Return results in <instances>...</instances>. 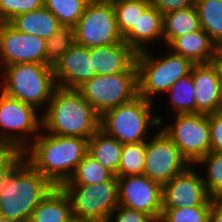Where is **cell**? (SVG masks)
Masks as SVG:
<instances>
[{
	"instance_id": "1",
	"label": "cell",
	"mask_w": 222,
	"mask_h": 222,
	"mask_svg": "<svg viewBox=\"0 0 222 222\" xmlns=\"http://www.w3.org/2000/svg\"><path fill=\"white\" fill-rule=\"evenodd\" d=\"M88 141L87 138L58 136L42 130L23 151V157L55 187H61L88 153Z\"/></svg>"
},
{
	"instance_id": "2",
	"label": "cell",
	"mask_w": 222,
	"mask_h": 222,
	"mask_svg": "<svg viewBox=\"0 0 222 222\" xmlns=\"http://www.w3.org/2000/svg\"><path fill=\"white\" fill-rule=\"evenodd\" d=\"M100 128V115L77 89L56 87L42 112V130L89 139Z\"/></svg>"
},
{
	"instance_id": "3",
	"label": "cell",
	"mask_w": 222,
	"mask_h": 222,
	"mask_svg": "<svg viewBox=\"0 0 222 222\" xmlns=\"http://www.w3.org/2000/svg\"><path fill=\"white\" fill-rule=\"evenodd\" d=\"M55 186L23 159L6 178L0 191V219L30 220L33 210Z\"/></svg>"
},
{
	"instance_id": "4",
	"label": "cell",
	"mask_w": 222,
	"mask_h": 222,
	"mask_svg": "<svg viewBox=\"0 0 222 222\" xmlns=\"http://www.w3.org/2000/svg\"><path fill=\"white\" fill-rule=\"evenodd\" d=\"M154 105L157 103L138 95L129 102L105 111L100 116V129L122 144L147 141L151 137V128L158 129L160 122H165L163 116L154 113Z\"/></svg>"
},
{
	"instance_id": "5",
	"label": "cell",
	"mask_w": 222,
	"mask_h": 222,
	"mask_svg": "<svg viewBox=\"0 0 222 222\" xmlns=\"http://www.w3.org/2000/svg\"><path fill=\"white\" fill-rule=\"evenodd\" d=\"M0 70V91L42 112L46 109L57 87L53 67L30 62L12 64Z\"/></svg>"
},
{
	"instance_id": "6",
	"label": "cell",
	"mask_w": 222,
	"mask_h": 222,
	"mask_svg": "<svg viewBox=\"0 0 222 222\" xmlns=\"http://www.w3.org/2000/svg\"><path fill=\"white\" fill-rule=\"evenodd\" d=\"M167 50L163 56L152 54L150 49L136 56L138 95L153 103L154 97L164 95L179 78L190 74L194 65L188 58Z\"/></svg>"
},
{
	"instance_id": "7",
	"label": "cell",
	"mask_w": 222,
	"mask_h": 222,
	"mask_svg": "<svg viewBox=\"0 0 222 222\" xmlns=\"http://www.w3.org/2000/svg\"><path fill=\"white\" fill-rule=\"evenodd\" d=\"M39 112L35 106L0 91V148L23 152L42 131V114Z\"/></svg>"
},
{
	"instance_id": "8",
	"label": "cell",
	"mask_w": 222,
	"mask_h": 222,
	"mask_svg": "<svg viewBox=\"0 0 222 222\" xmlns=\"http://www.w3.org/2000/svg\"><path fill=\"white\" fill-rule=\"evenodd\" d=\"M78 222H106L118 207V178L94 185H62Z\"/></svg>"
},
{
	"instance_id": "9",
	"label": "cell",
	"mask_w": 222,
	"mask_h": 222,
	"mask_svg": "<svg viewBox=\"0 0 222 222\" xmlns=\"http://www.w3.org/2000/svg\"><path fill=\"white\" fill-rule=\"evenodd\" d=\"M171 123L160 122V128L174 142L190 165L197 164L210 152L208 115L200 113L174 114Z\"/></svg>"
},
{
	"instance_id": "10",
	"label": "cell",
	"mask_w": 222,
	"mask_h": 222,
	"mask_svg": "<svg viewBox=\"0 0 222 222\" xmlns=\"http://www.w3.org/2000/svg\"><path fill=\"white\" fill-rule=\"evenodd\" d=\"M77 90L101 116L105 111L138 96V72L95 75Z\"/></svg>"
},
{
	"instance_id": "11",
	"label": "cell",
	"mask_w": 222,
	"mask_h": 222,
	"mask_svg": "<svg viewBox=\"0 0 222 222\" xmlns=\"http://www.w3.org/2000/svg\"><path fill=\"white\" fill-rule=\"evenodd\" d=\"M76 43L87 48L117 44L120 35L112 1L92 0L74 27Z\"/></svg>"
},
{
	"instance_id": "12",
	"label": "cell",
	"mask_w": 222,
	"mask_h": 222,
	"mask_svg": "<svg viewBox=\"0 0 222 222\" xmlns=\"http://www.w3.org/2000/svg\"><path fill=\"white\" fill-rule=\"evenodd\" d=\"M153 132L155 133H151L146 141L143 175L163 186L185 171L190 164L161 128Z\"/></svg>"
},
{
	"instance_id": "13",
	"label": "cell",
	"mask_w": 222,
	"mask_h": 222,
	"mask_svg": "<svg viewBox=\"0 0 222 222\" xmlns=\"http://www.w3.org/2000/svg\"><path fill=\"white\" fill-rule=\"evenodd\" d=\"M46 64V40L0 22V67L20 63Z\"/></svg>"
},
{
	"instance_id": "14",
	"label": "cell",
	"mask_w": 222,
	"mask_h": 222,
	"mask_svg": "<svg viewBox=\"0 0 222 222\" xmlns=\"http://www.w3.org/2000/svg\"><path fill=\"white\" fill-rule=\"evenodd\" d=\"M118 178V204L149 214L156 222L162 214V186L146 175Z\"/></svg>"
},
{
	"instance_id": "15",
	"label": "cell",
	"mask_w": 222,
	"mask_h": 222,
	"mask_svg": "<svg viewBox=\"0 0 222 222\" xmlns=\"http://www.w3.org/2000/svg\"><path fill=\"white\" fill-rule=\"evenodd\" d=\"M195 167L190 165L162 186V208L212 206L213 199L207 192L202 171H196Z\"/></svg>"
},
{
	"instance_id": "16",
	"label": "cell",
	"mask_w": 222,
	"mask_h": 222,
	"mask_svg": "<svg viewBox=\"0 0 222 222\" xmlns=\"http://www.w3.org/2000/svg\"><path fill=\"white\" fill-rule=\"evenodd\" d=\"M58 87L77 89L96 75L89 48L74 44L53 67Z\"/></svg>"
},
{
	"instance_id": "17",
	"label": "cell",
	"mask_w": 222,
	"mask_h": 222,
	"mask_svg": "<svg viewBox=\"0 0 222 222\" xmlns=\"http://www.w3.org/2000/svg\"><path fill=\"white\" fill-rule=\"evenodd\" d=\"M196 113L213 114L222 105V85L213 62L194 64L191 70Z\"/></svg>"
},
{
	"instance_id": "18",
	"label": "cell",
	"mask_w": 222,
	"mask_h": 222,
	"mask_svg": "<svg viewBox=\"0 0 222 222\" xmlns=\"http://www.w3.org/2000/svg\"><path fill=\"white\" fill-rule=\"evenodd\" d=\"M96 75L138 72L137 53L123 40L117 44L89 48Z\"/></svg>"
},
{
	"instance_id": "19",
	"label": "cell",
	"mask_w": 222,
	"mask_h": 222,
	"mask_svg": "<svg viewBox=\"0 0 222 222\" xmlns=\"http://www.w3.org/2000/svg\"><path fill=\"white\" fill-rule=\"evenodd\" d=\"M122 38L136 53L149 50V47L154 49L151 44L163 43V14L150 4L137 20L136 27H132Z\"/></svg>"
},
{
	"instance_id": "20",
	"label": "cell",
	"mask_w": 222,
	"mask_h": 222,
	"mask_svg": "<svg viewBox=\"0 0 222 222\" xmlns=\"http://www.w3.org/2000/svg\"><path fill=\"white\" fill-rule=\"evenodd\" d=\"M165 48L194 64L212 62L220 49L202 29L174 38Z\"/></svg>"
},
{
	"instance_id": "21",
	"label": "cell",
	"mask_w": 222,
	"mask_h": 222,
	"mask_svg": "<svg viewBox=\"0 0 222 222\" xmlns=\"http://www.w3.org/2000/svg\"><path fill=\"white\" fill-rule=\"evenodd\" d=\"M71 201L62 187H54L33 210L31 222H69L72 219Z\"/></svg>"
},
{
	"instance_id": "22",
	"label": "cell",
	"mask_w": 222,
	"mask_h": 222,
	"mask_svg": "<svg viewBox=\"0 0 222 222\" xmlns=\"http://www.w3.org/2000/svg\"><path fill=\"white\" fill-rule=\"evenodd\" d=\"M8 23L19 32L36 35L44 40L50 38L61 26L58 19L45 7L19 14Z\"/></svg>"
},
{
	"instance_id": "23",
	"label": "cell",
	"mask_w": 222,
	"mask_h": 222,
	"mask_svg": "<svg viewBox=\"0 0 222 222\" xmlns=\"http://www.w3.org/2000/svg\"><path fill=\"white\" fill-rule=\"evenodd\" d=\"M123 144L100 128L89 138L88 154L114 175L118 172Z\"/></svg>"
},
{
	"instance_id": "24",
	"label": "cell",
	"mask_w": 222,
	"mask_h": 222,
	"mask_svg": "<svg viewBox=\"0 0 222 222\" xmlns=\"http://www.w3.org/2000/svg\"><path fill=\"white\" fill-rule=\"evenodd\" d=\"M195 5L163 15V43L165 47L174 39L200 30Z\"/></svg>"
},
{
	"instance_id": "25",
	"label": "cell",
	"mask_w": 222,
	"mask_h": 222,
	"mask_svg": "<svg viewBox=\"0 0 222 222\" xmlns=\"http://www.w3.org/2000/svg\"><path fill=\"white\" fill-rule=\"evenodd\" d=\"M200 27L222 48V0H195Z\"/></svg>"
},
{
	"instance_id": "26",
	"label": "cell",
	"mask_w": 222,
	"mask_h": 222,
	"mask_svg": "<svg viewBox=\"0 0 222 222\" xmlns=\"http://www.w3.org/2000/svg\"><path fill=\"white\" fill-rule=\"evenodd\" d=\"M166 95V96H165ZM175 114L196 113L192 73L179 78L164 94ZM173 109V110H172Z\"/></svg>"
},
{
	"instance_id": "27",
	"label": "cell",
	"mask_w": 222,
	"mask_h": 222,
	"mask_svg": "<svg viewBox=\"0 0 222 222\" xmlns=\"http://www.w3.org/2000/svg\"><path fill=\"white\" fill-rule=\"evenodd\" d=\"M114 174L88 153L77 165L71 178L63 185H94L110 180Z\"/></svg>"
},
{
	"instance_id": "28",
	"label": "cell",
	"mask_w": 222,
	"mask_h": 222,
	"mask_svg": "<svg viewBox=\"0 0 222 222\" xmlns=\"http://www.w3.org/2000/svg\"><path fill=\"white\" fill-rule=\"evenodd\" d=\"M116 16L117 29L123 37L132 27L144 10L151 4L150 0H112Z\"/></svg>"
},
{
	"instance_id": "29",
	"label": "cell",
	"mask_w": 222,
	"mask_h": 222,
	"mask_svg": "<svg viewBox=\"0 0 222 222\" xmlns=\"http://www.w3.org/2000/svg\"><path fill=\"white\" fill-rule=\"evenodd\" d=\"M195 166L204 167L203 181L212 199H222V153L210 151ZM205 172V173H204Z\"/></svg>"
},
{
	"instance_id": "30",
	"label": "cell",
	"mask_w": 222,
	"mask_h": 222,
	"mask_svg": "<svg viewBox=\"0 0 222 222\" xmlns=\"http://www.w3.org/2000/svg\"><path fill=\"white\" fill-rule=\"evenodd\" d=\"M145 154L146 141L123 144L118 172L115 176L143 175Z\"/></svg>"
},
{
	"instance_id": "31",
	"label": "cell",
	"mask_w": 222,
	"mask_h": 222,
	"mask_svg": "<svg viewBox=\"0 0 222 222\" xmlns=\"http://www.w3.org/2000/svg\"><path fill=\"white\" fill-rule=\"evenodd\" d=\"M89 0H44L47 8L60 25L75 27Z\"/></svg>"
},
{
	"instance_id": "32",
	"label": "cell",
	"mask_w": 222,
	"mask_h": 222,
	"mask_svg": "<svg viewBox=\"0 0 222 222\" xmlns=\"http://www.w3.org/2000/svg\"><path fill=\"white\" fill-rule=\"evenodd\" d=\"M74 44H76L74 28L61 25L57 31L46 40V65L54 67L61 59V56Z\"/></svg>"
},
{
	"instance_id": "33",
	"label": "cell",
	"mask_w": 222,
	"mask_h": 222,
	"mask_svg": "<svg viewBox=\"0 0 222 222\" xmlns=\"http://www.w3.org/2000/svg\"><path fill=\"white\" fill-rule=\"evenodd\" d=\"M212 206L162 208L158 222H208Z\"/></svg>"
},
{
	"instance_id": "34",
	"label": "cell",
	"mask_w": 222,
	"mask_h": 222,
	"mask_svg": "<svg viewBox=\"0 0 222 222\" xmlns=\"http://www.w3.org/2000/svg\"><path fill=\"white\" fill-rule=\"evenodd\" d=\"M44 7V0H0V22Z\"/></svg>"
},
{
	"instance_id": "35",
	"label": "cell",
	"mask_w": 222,
	"mask_h": 222,
	"mask_svg": "<svg viewBox=\"0 0 222 222\" xmlns=\"http://www.w3.org/2000/svg\"><path fill=\"white\" fill-rule=\"evenodd\" d=\"M24 159L23 152L13 148H0V191L12 170Z\"/></svg>"
},
{
	"instance_id": "36",
	"label": "cell",
	"mask_w": 222,
	"mask_h": 222,
	"mask_svg": "<svg viewBox=\"0 0 222 222\" xmlns=\"http://www.w3.org/2000/svg\"><path fill=\"white\" fill-rule=\"evenodd\" d=\"M106 222H156L149 214L121 205L111 213Z\"/></svg>"
},
{
	"instance_id": "37",
	"label": "cell",
	"mask_w": 222,
	"mask_h": 222,
	"mask_svg": "<svg viewBox=\"0 0 222 222\" xmlns=\"http://www.w3.org/2000/svg\"><path fill=\"white\" fill-rule=\"evenodd\" d=\"M210 127V151L222 153V110L208 115Z\"/></svg>"
},
{
	"instance_id": "38",
	"label": "cell",
	"mask_w": 222,
	"mask_h": 222,
	"mask_svg": "<svg viewBox=\"0 0 222 222\" xmlns=\"http://www.w3.org/2000/svg\"><path fill=\"white\" fill-rule=\"evenodd\" d=\"M163 15L193 6L195 0H150Z\"/></svg>"
},
{
	"instance_id": "39",
	"label": "cell",
	"mask_w": 222,
	"mask_h": 222,
	"mask_svg": "<svg viewBox=\"0 0 222 222\" xmlns=\"http://www.w3.org/2000/svg\"><path fill=\"white\" fill-rule=\"evenodd\" d=\"M208 222H222V199H213Z\"/></svg>"
},
{
	"instance_id": "40",
	"label": "cell",
	"mask_w": 222,
	"mask_h": 222,
	"mask_svg": "<svg viewBox=\"0 0 222 222\" xmlns=\"http://www.w3.org/2000/svg\"><path fill=\"white\" fill-rule=\"evenodd\" d=\"M212 62L214 63L215 67L217 68L219 79H220V82L222 85V48H220L218 50V52L216 53V56L214 57Z\"/></svg>"
},
{
	"instance_id": "41",
	"label": "cell",
	"mask_w": 222,
	"mask_h": 222,
	"mask_svg": "<svg viewBox=\"0 0 222 222\" xmlns=\"http://www.w3.org/2000/svg\"><path fill=\"white\" fill-rule=\"evenodd\" d=\"M69 222H78L74 218H72Z\"/></svg>"
}]
</instances>
